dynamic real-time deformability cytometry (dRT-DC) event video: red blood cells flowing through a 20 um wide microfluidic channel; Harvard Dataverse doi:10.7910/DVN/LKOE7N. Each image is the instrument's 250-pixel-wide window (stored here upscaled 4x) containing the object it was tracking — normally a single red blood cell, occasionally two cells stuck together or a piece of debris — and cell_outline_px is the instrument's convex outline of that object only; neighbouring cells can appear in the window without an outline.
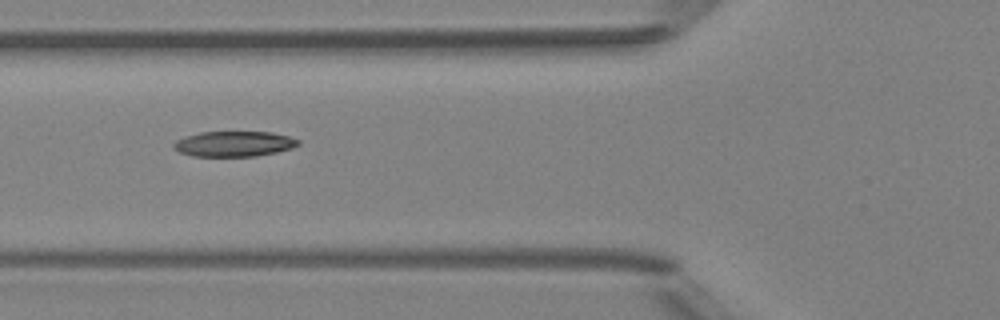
{"species": "Egyptian fruit bat (a non-hibernating species)", "species_latin": "Rousettus aegyptiacus", "temperature_condition": "room temperature", "stored_images_in_passage": 9, "camera_frame_rate_fps": 3000, "um_per_image_px": 0.085, "animal": {"sex": "female"}, "frame": {"image": 1, "passage_image": 6, "time_ms": 6.333, "image_size_px": [1000, 320], "cell_outline_px": [[300, 144], [292, 148], [276, 152], [256, 156], [192, 156], [180, 152], [172, 144], [176, 140], [184, 136], [200, 132], [272, 132], [288, 136], [300, 140]], "centroid_in_image_um": [19.9, 12.22], "position_along_channel_um": 105.9, "area_um2": 18.38}}
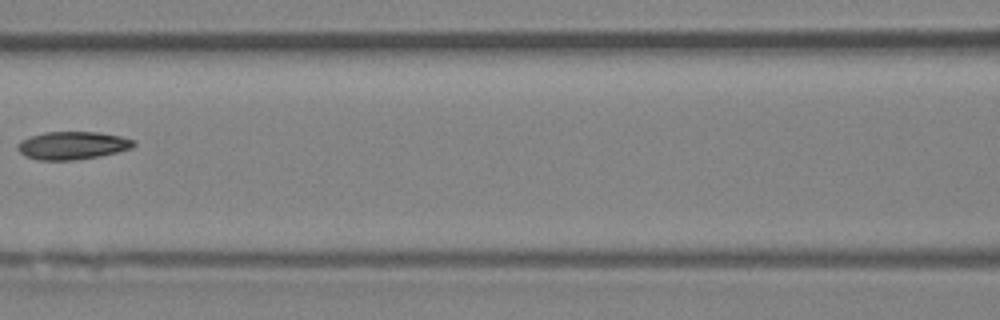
{"frame": {"image": 2, "passage_image": 7, "time_ms": 7.667, "image_size_px": [1000, 320], "cell_outline_px": [[136, 144], [132, 148], [100, 156], [72, 160], [40, 160], [24, 156], [16, 148], [16, 144], [20, 140], [44, 132], [100, 132], [120, 136], [136, 140]], "centroid_in_image_um": [6.15, 12.36], "position_along_channel_um": 160.4, "area_um2": 18.96}}
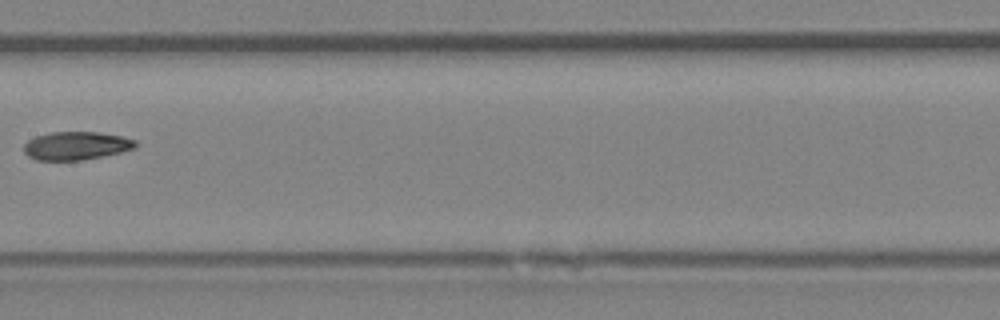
{"frame": {"image": 3, "passage_image": 8, "time_ms": 8.667, "image_size_px": [1000, 320], "cell_outline_px": [[136, 148], [120, 152], [80, 160], [36, 160], [28, 156], [24, 152], [24, 144], [28, 140], [36, 136], [52, 132], [96, 132], [120, 136], [136, 140]], "centroid_in_image_um": [6.45, 12.38], "position_along_channel_um": 201.0, "area_um2": 18.15}}